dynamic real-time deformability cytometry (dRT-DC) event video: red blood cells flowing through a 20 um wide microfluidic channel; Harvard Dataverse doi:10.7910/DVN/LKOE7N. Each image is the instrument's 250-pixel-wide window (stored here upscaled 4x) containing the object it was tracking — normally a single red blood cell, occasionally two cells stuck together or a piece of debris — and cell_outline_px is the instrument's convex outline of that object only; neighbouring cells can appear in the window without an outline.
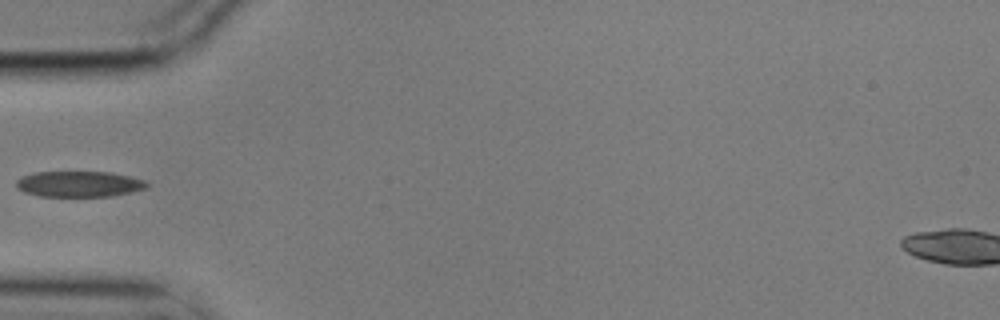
{"species": "common noctule bat (a hibernating species)", "species_latin": "Nyctalus noctula", "temperature_condition": "cold", "stored_images_in_passage": 39, "camera_frame_rate_fps": 3000, "um_per_image_px": 0.085, "animal": {"sex": "male", "body_mass_g": 17.9}, "frame": {"image": 1, "passage_image": 1, "time_ms": 0.0, "image_size_px": [1000, 320], "cell_outline_px": [[148, 188], [132, 192], [112, 196], [40, 196], [24, 192], [16, 188], [16, 180], [20, 176], [32, 172], [112, 172], [132, 176], [144, 180], [148, 184]], "centroid_in_image_um": [6.72, 15.63], "position_along_channel_um": 78.3, "area_um2": 19.88}}
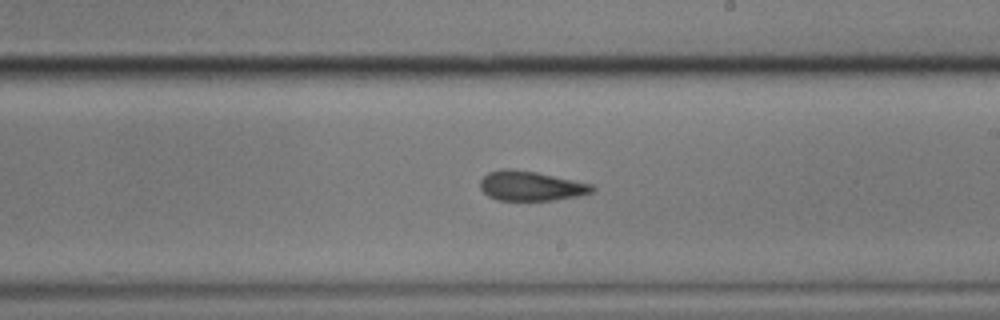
{"frame": {"image": 2, "passage_image": 15, "time_ms": 4.667, "image_size_px": [1000, 320], "cell_outline_px": [[596, 188], [592, 192], [580, 196], [552, 200], [496, 200], [488, 196], [480, 188], [480, 180], [488, 172], [500, 168], [512, 168], [536, 172], [592, 184]], "centroid_in_image_um": [45.1, 15.8], "position_along_channel_um": 243.9, "area_um2": 19.48}}
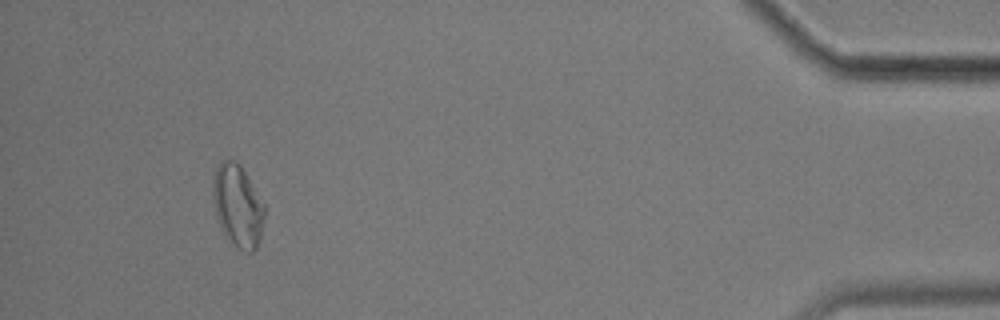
{"frame": {"image": 3, "passage_image": 35, "time_ms": 11.333, "image_size_px": [1000, 320], "cell_outline_px": [[264, 220], [260, 236], [256, 248], [252, 252], [248, 252], [236, 248], [224, 236], [216, 212], [212, 196], [212, 180], [216, 168], [220, 160], [236, 160], [240, 164], [264, 204]], "centroid_in_image_um": [20.19, 17.48], "position_along_channel_um": 415.0, "area_um2": 24.74}}